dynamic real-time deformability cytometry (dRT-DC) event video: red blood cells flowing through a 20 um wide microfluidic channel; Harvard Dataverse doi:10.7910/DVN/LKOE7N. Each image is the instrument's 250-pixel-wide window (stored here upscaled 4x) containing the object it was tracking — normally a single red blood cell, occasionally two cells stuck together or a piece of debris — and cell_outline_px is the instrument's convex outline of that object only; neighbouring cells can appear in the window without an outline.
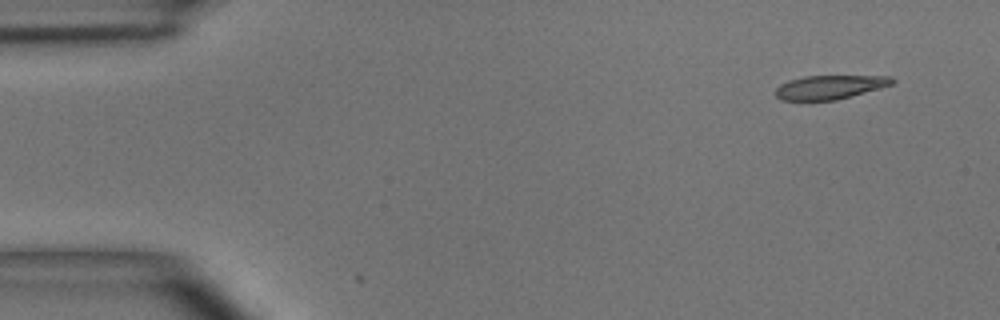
{"species": "common noctule bat (a hibernating species)", "species_latin": "Nyctalus noctula", "temperature_condition": "room temperature", "stored_images_in_passage": 4, "camera_frame_rate_fps": 3000, "um_per_image_px": 0.085, "animal": {"sex": "male", "body_mass_g": 15.6}, "frame": {"image": 1, "passage_image": 1, "time_ms": 0.0, "image_size_px": [1000, 320], "cell_outline_px": [[896, 80], [892, 84], [880, 88], [836, 100], [780, 100], [776, 96], [776, 88], [780, 84], [788, 80], [804, 76], [892, 76]], "centroid_in_image_um": [70.52, 7.4], "position_along_channel_um": 14.5, "area_um2": 16.18}}
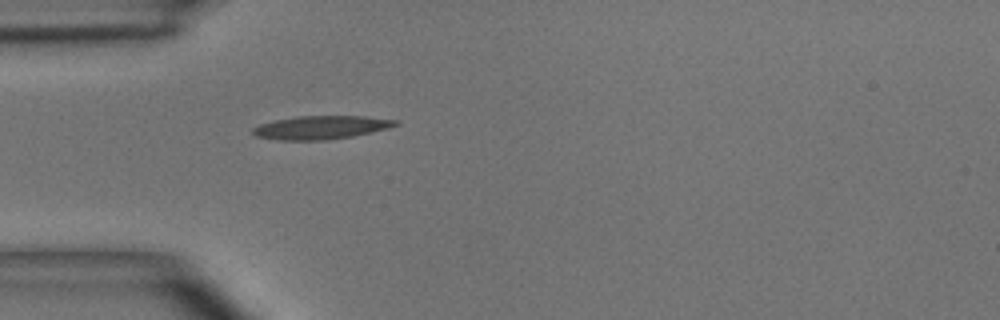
{"frame": {"image": 2, "passage_image": 4, "time_ms": 3.667, "image_size_px": [1000, 320], "cell_outline_px": [[400, 124], [388, 128], [372, 132], [352, 136], [324, 140], [280, 140], [256, 136], [252, 132], [252, 128], [260, 124], [276, 120], [296, 116], [364, 116], [400, 120]], "centroid_in_image_um": [27.32, 10.83], "position_along_channel_um": 57.7, "area_um2": 19.42}}